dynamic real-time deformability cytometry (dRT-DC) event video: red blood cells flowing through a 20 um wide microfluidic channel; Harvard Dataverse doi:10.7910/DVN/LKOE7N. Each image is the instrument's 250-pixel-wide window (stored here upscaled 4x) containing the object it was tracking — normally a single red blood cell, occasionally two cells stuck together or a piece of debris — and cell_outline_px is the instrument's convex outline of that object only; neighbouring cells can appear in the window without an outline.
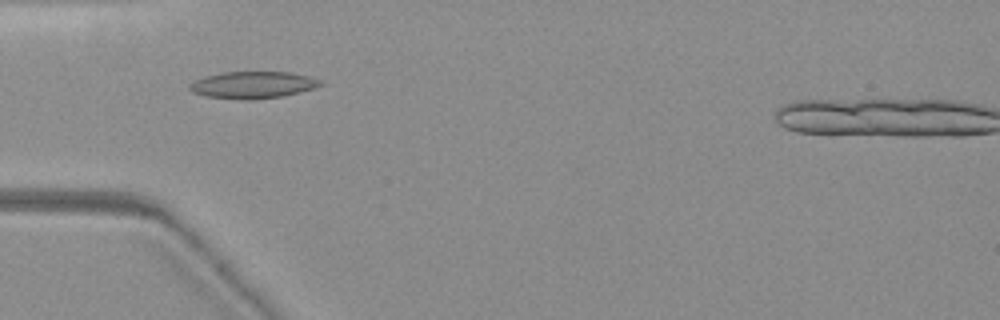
{"species": "common noctule bat (a hibernating species)", "species_latin": "Nyctalus noctula", "temperature_condition": "warm", "stored_images_in_passage": 69, "camera_frame_rate_fps": 3000, "um_per_image_px": 0.085, "animal": {"sex": "female", "body_mass_g": 19.3, "forearm_length_mm": 54.1}, "frame": {"image": 1, "passage_image": 21, "time_ms": 6.667, "image_size_px": [1000, 320], "cell_outline_px": [[324, 84], [316, 88], [284, 96], [252, 100], [236, 100], [204, 96], [192, 92], [188, 88], [188, 84], [204, 76], [220, 72], [288, 72], [308, 76], [320, 80]], "centroid_in_image_um": [21.46, 7.23], "position_along_channel_um": 63.5, "area_um2": 20.87}}
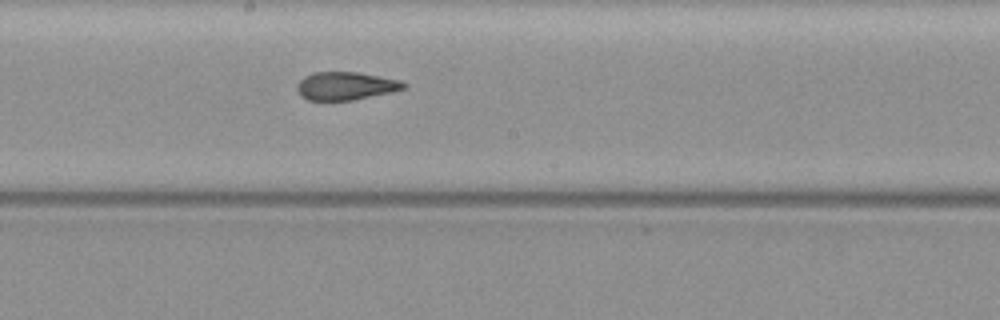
{"frame": {"image": 2, "passage_image": 37, "time_ms": 12.0, "image_size_px": [1000, 320], "cell_outline_px": [[408, 88], [392, 92], [352, 100], [308, 100], [300, 96], [296, 88], [296, 84], [304, 76], [312, 72], [356, 72], [400, 80], [408, 84]], "centroid_in_image_um": [29.38, 7.3], "position_along_channel_um": 218.8, "area_um2": 17.57}}
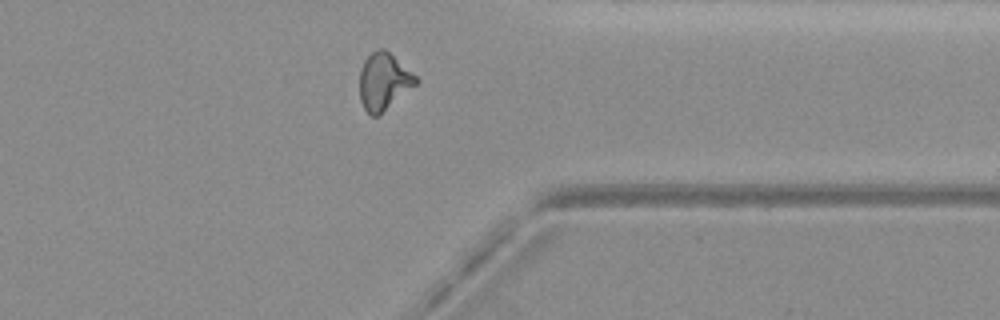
{"frame": {"image": 3, "passage_image": 54, "time_ms": 17.667, "image_size_px": [1000, 320], "cell_outline_px": [[420, 80], [416, 84], [380, 116], [372, 116], [364, 108], [360, 100], [360, 68], [364, 60], [372, 52], [380, 48], [384, 48], [416, 76]], "centroid_in_image_um": [32.61, 6.95], "position_along_channel_um": 378.8, "area_um2": 18.61}}